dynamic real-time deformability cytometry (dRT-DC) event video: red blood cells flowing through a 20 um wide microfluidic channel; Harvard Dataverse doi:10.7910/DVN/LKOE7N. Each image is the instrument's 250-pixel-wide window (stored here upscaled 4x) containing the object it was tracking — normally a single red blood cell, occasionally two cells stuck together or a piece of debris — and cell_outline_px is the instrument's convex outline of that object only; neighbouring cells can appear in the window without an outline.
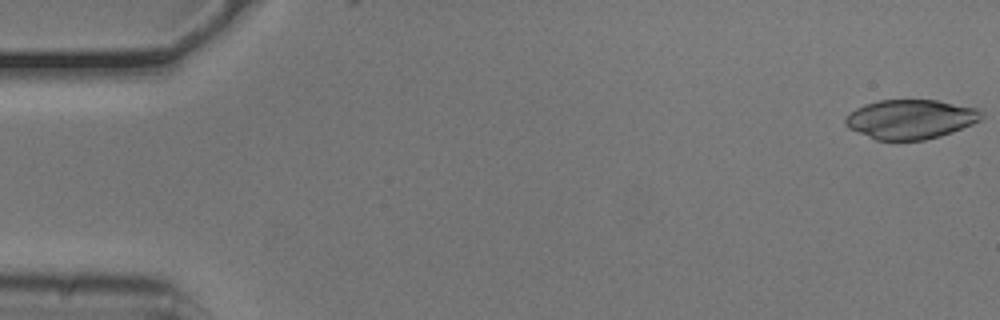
{"species": "common noctule bat (a hibernating species)", "species_latin": "Nyctalus noctula", "temperature_condition": "cold", "stored_images_in_passage": 53, "camera_frame_rate_fps": 3000, "um_per_image_px": 0.085, "animal": {"sex": "male", "body_mass_g": 20.5, "forearm_length_mm": 52.5}, "frame": {"image": 1, "passage_image": 1, "time_ms": 0.0, "image_size_px": [1000, 320], "cell_outline_px": [[984, 116], [980, 120], [972, 124], [952, 132], [940, 136], [924, 140], [876, 140], [848, 128], [844, 124], [844, 120], [856, 108], [864, 104], [880, 100], [936, 100], [980, 108], [984, 112]], "centroid_in_image_um": [77.43, 10.13], "position_along_channel_um": 7.6, "area_um2": 31.33}}